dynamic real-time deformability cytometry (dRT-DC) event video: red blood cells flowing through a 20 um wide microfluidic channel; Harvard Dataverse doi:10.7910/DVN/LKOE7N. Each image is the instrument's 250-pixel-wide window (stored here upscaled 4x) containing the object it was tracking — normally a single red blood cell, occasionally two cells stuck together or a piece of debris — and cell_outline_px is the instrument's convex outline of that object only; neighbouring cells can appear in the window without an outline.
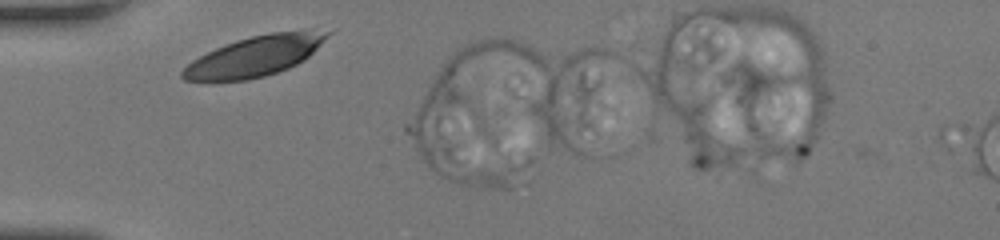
{"species": "human", "species_latin": "Homo sapiens", "temperature_condition": "room temperature", "stored_images_in_passage": 29, "camera_frame_rate_fps": 3000, "um_per_image_px": 0.085, "donor": {"sex": "female"}, "frame": {"image": 1, "passage_image": 1, "time_ms": 0.0, "image_size_px": [1000, 240], "cell_outline_px": [[332, 32], [304, 60], [288, 68], [264, 76], [248, 80], [212, 84], [184, 80], [180, 76], [180, 72], [192, 60], [216, 48], [236, 40], [252, 36], [272, 32], [304, 28]], "centroid_in_image_um": [21.59, 4.8], "position_along_channel_um": 63.4, "area_um2": 34.62}}
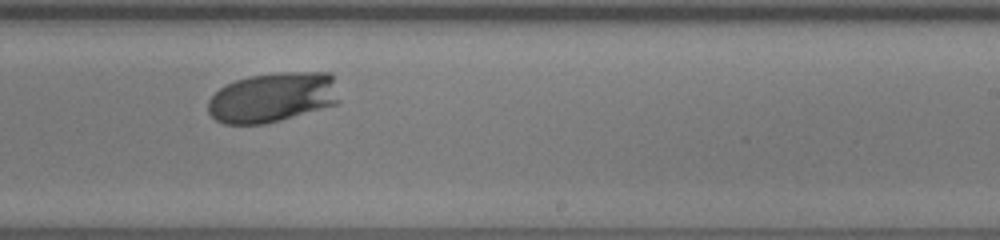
{"frame": {"image": 2, "passage_image": 18, "time_ms": 5.667, "image_size_px": [1000, 240], "cell_outline_px": [[340, 104], [280, 120], [264, 124], [224, 124], [216, 120], [208, 112], [208, 100], [220, 88], [236, 80], [248, 76], [280, 72], [332, 72], [340, 100]], "centroid_in_image_um": [23.22, 8.27], "position_along_channel_um": 265.8, "area_um2": 38.49}}
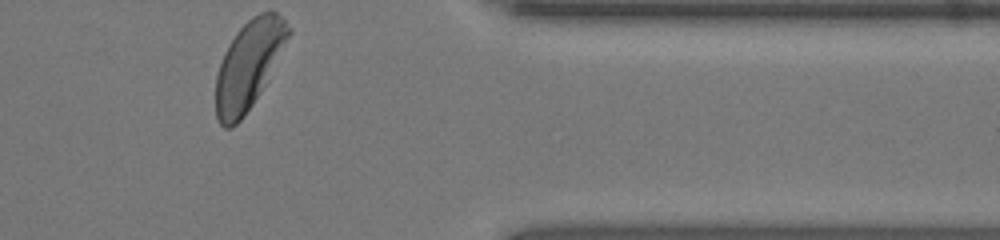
{"frame": {"image": 3, "passage_image": 29, "time_ms": 9.333, "image_size_px": [1000, 240], "cell_outline_px": [[292, 32], [268, 80], [244, 116], [232, 128], [224, 128], [220, 124], [216, 116], [216, 76], [224, 52], [228, 44], [236, 32], [252, 16], [260, 12], [276, 12], [284, 16], [292, 28]], "centroid_in_image_um": [21.16, 5.5], "position_along_channel_um": 390.2, "area_um2": 37.45}, "authors_computed_cell_mechanics": {"area_um2": 37.7434, "velocity_mm_per_s": 3.7466, "shape_relaxation_time_tau1_ms": 2.5212, "shape_relaxation_time_tau2_ms": null, "deformation_change_tau1": 0.1453, "deformation_change_tau2": null}}